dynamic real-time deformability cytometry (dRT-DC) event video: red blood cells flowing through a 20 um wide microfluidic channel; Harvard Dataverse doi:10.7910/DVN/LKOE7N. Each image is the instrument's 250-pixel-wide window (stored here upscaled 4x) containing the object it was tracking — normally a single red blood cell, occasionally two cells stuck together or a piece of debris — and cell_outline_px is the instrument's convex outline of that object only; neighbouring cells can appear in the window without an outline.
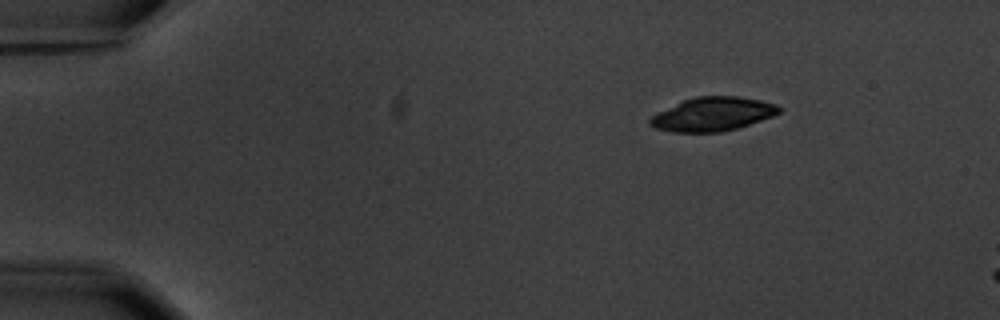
{"species": "common noctule bat (a hibernating species)", "species_latin": "Nyctalus noctula", "temperature_condition": "warm", "stored_images_in_passage": 3, "camera_frame_rate_fps": 3000, "um_per_image_px": 0.085, "animal": {"sex": "male", "body_mass_g": 20.1, "forearm_length_mm": 53.5}, "frame": {"image": 1, "passage_image": 1, "time_ms": 0.0, "image_size_px": [1000, 320], "cell_outline_px": [[780, 112], [772, 116], [736, 128], [720, 132], [672, 132], [656, 128], [648, 124], [648, 120], [656, 112], [684, 100], [696, 96], [736, 96], [760, 100], [776, 104], [780, 108]], "centroid_in_image_um": [60.53, 9.7], "position_along_channel_um": 24.5, "area_um2": 25.2}}